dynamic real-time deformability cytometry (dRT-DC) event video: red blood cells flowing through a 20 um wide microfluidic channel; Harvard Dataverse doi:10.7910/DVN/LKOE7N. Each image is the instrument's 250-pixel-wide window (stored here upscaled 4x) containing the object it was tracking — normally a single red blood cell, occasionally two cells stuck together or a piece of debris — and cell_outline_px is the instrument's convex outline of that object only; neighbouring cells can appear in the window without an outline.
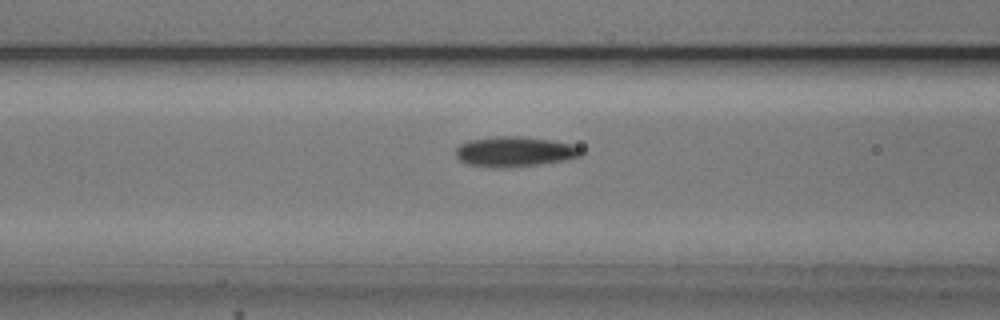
{"species": "common noctule bat (a hibernating species)", "species_latin": "Nyctalus noctula", "temperature_condition": "cold", "stored_images_in_passage": 53, "camera_frame_rate_fps": 3000, "um_per_image_px": 0.085, "animal": {"sex": "male", "body_mass_g": 20.5, "forearm_length_mm": 52.5}, "frame": {"image": 1, "passage_image": 21, "time_ms": 6.667, "image_size_px": [1000, 320], "cell_outline_px": [[584, 152], [580, 156], [564, 160], [540, 164], [504, 168], [496, 168], [468, 164], [460, 160], [456, 156], [456, 148], [460, 144], [468, 140], [496, 136], [520, 136], [552, 140], [572, 144], [580, 148]], "centroid_in_image_um": [43.74, 12.88], "position_along_channel_um": 122.9, "area_um2": 22.08}}
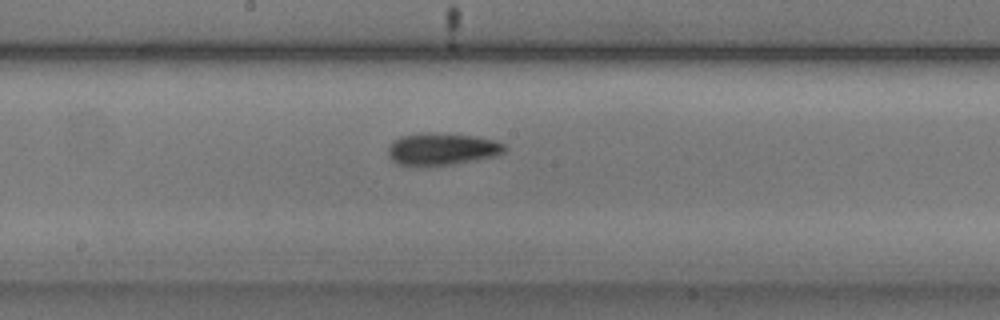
{"frame": {"image": 2, "passage_image": 28, "time_ms": 9.0, "image_size_px": [1000, 320], "cell_outline_px": [[508, 148], [504, 152], [496, 156], [452, 164], [424, 168], [396, 164], [388, 156], [388, 144], [392, 140], [400, 136], [428, 132], [432, 132], [476, 136], [496, 140], [504, 144]], "centroid_in_image_um": [37.52, 12.69], "position_along_channel_um": 210.7, "area_um2": 22.54}}
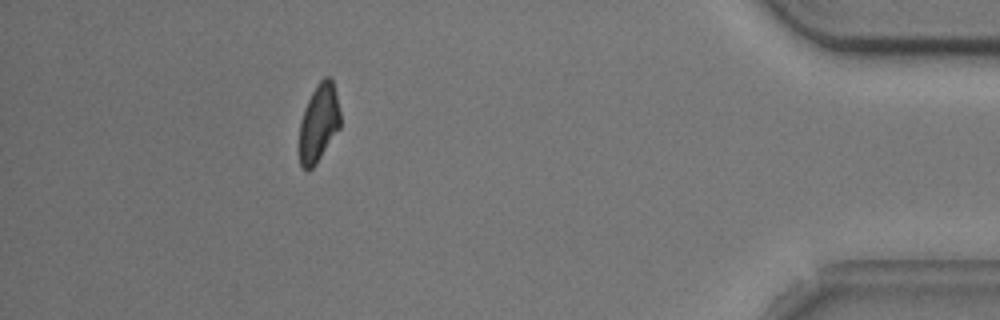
{"frame": {"image": 3, "passage_image": 48, "time_ms": 15.667, "image_size_px": [1000, 320], "cell_outline_px": [[340, 128], [316, 164], [308, 172], [300, 168], [300, 120], [304, 108], [316, 84], [324, 76], [328, 76], [332, 80], [340, 112]], "centroid_in_image_um": [27.08, 10.48], "position_along_channel_um": 408.1, "area_um2": 18.61}, "authors_computed_cell_mechanics": {"area_um2": 20.3456, "velocity_mm_per_s": 3.7515, "shape_relaxation_time_tau1_ms": 2.5087, "shape_relaxation_time_tau2_ms": 5.7554, "deformation_change_tau1": 0.1256, "deformation_change_tau2": 0.1314}}